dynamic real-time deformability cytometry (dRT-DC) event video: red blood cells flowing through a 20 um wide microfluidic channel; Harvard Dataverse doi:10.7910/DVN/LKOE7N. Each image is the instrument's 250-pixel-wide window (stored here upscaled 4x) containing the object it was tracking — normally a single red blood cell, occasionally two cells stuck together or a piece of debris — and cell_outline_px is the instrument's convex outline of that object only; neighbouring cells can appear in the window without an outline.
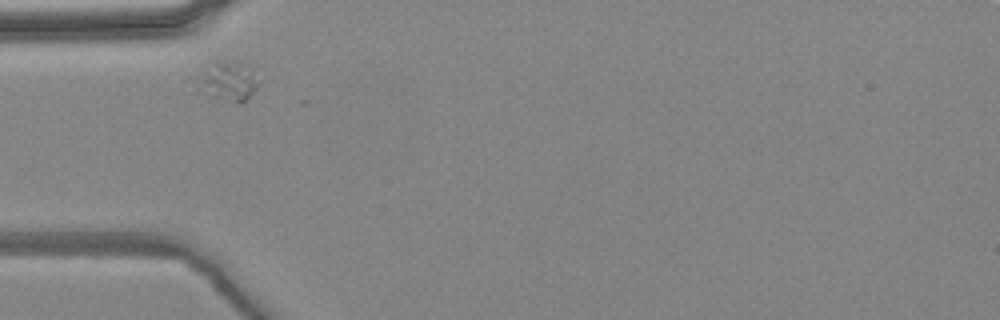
{"species": "common noctule bat (a hibernating species)", "species_latin": "Nyctalus noctula", "temperature_condition": "warm", "stored_images_in_passage": 1, "camera_frame_rate_fps": 3000, "um_per_image_px": 0.085, "animal": {"sex": "female", "body_mass_g": 24.6, "forearm_length_mm": 56.2}, "frame": {"image": 1, "passage_image": 1, "time_ms": 0.0, "image_size_px": [1000, 320], "cell_outline_px": [[260, 84], [240, 104], [200, 92], [196, 88], [204, 76], [216, 64], [240, 64], [252, 72], [260, 80]], "centroid_in_image_um": [19.48, 7.02], "position_along_channel_um": 65.5, "area_um2": 12.31}}